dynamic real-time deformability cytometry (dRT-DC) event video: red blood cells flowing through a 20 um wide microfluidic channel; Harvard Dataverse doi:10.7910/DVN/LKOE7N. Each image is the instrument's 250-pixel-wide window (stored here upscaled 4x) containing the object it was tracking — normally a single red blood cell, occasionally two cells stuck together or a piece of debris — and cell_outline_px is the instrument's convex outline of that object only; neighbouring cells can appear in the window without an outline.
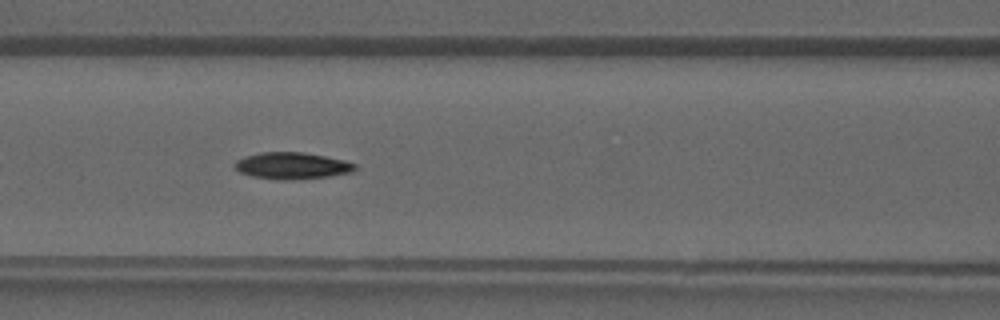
{"species": "common noctule bat (a hibernating species)", "species_latin": "Nyctalus noctula", "temperature_condition": "warm", "stored_images_in_passage": 40, "camera_frame_rate_fps": 3000, "um_per_image_px": 0.085, "animal": {"sex": "male", "forearm_length_mm": 52.5}, "frame": {"image": 1, "passage_image": 18, "time_ms": 5.667, "image_size_px": [1000, 320], "cell_outline_px": [[356, 168], [352, 172], [328, 176], [284, 180], [252, 176], [240, 172], [232, 164], [236, 160], [244, 156], [260, 152], [304, 152], [344, 160], [356, 164]], "centroid_in_image_um": [24.79, 14.07], "position_along_channel_um": 141.8, "area_um2": 18.55}}
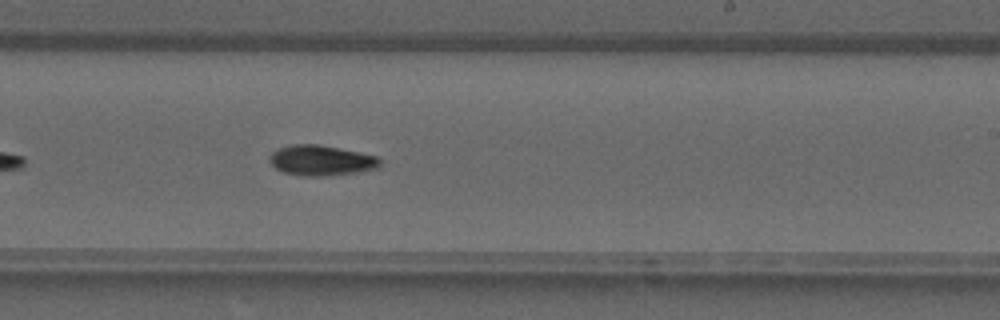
{"frame": {"image": 2, "passage_image": 25, "time_ms": 8.0, "image_size_px": [1000, 320], "cell_outline_px": [[380, 168], [356, 172], [316, 176], [308, 176], [284, 172], [276, 168], [268, 160], [268, 156], [276, 148], [292, 144], [320, 144], [360, 152], [376, 156], [380, 160]], "centroid_in_image_um": [27.28, 13.61], "position_along_channel_um": 261.7, "area_um2": 19.48}}
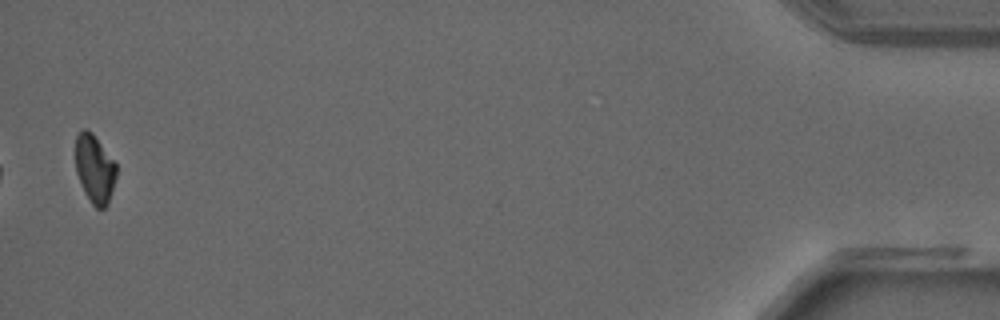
{"frame": {"image": 3, "passage_image": 40, "time_ms": 13.0, "image_size_px": [1000, 320], "cell_outline_px": [[116, 176], [108, 204], [104, 208], [96, 208], [92, 204], [84, 192], [76, 172], [76, 136], [84, 128], [88, 128], [92, 132], [116, 164]], "centroid_in_image_um": [8.04, 14.35], "position_along_channel_um": 427.2, "area_um2": 16.13}}